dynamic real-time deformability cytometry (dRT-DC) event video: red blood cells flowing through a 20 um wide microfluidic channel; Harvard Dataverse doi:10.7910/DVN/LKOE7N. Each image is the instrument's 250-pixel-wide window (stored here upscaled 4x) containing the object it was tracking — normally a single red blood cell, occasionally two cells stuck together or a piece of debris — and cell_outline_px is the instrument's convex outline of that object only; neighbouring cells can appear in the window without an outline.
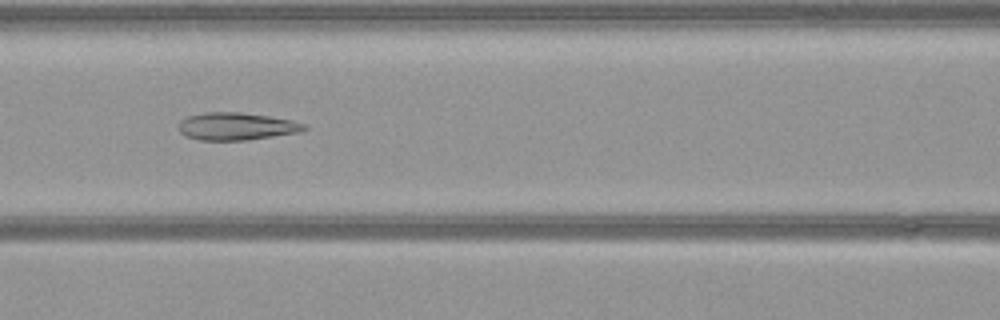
{"species": "common noctule bat (a hibernating species)", "species_latin": "Nyctalus noctula", "temperature_condition": "warm", "stored_images_in_passage": 49, "camera_frame_rate_fps": 3000, "um_per_image_px": 0.085, "animal": {"sex": "female", "body_mass_g": 21.9}, "frame": {"image": 1, "passage_image": 22, "time_ms": 7.0, "image_size_px": [1000, 320], "cell_outline_px": [[308, 128], [300, 132], [248, 140], [200, 140], [184, 136], [176, 128], [176, 124], [180, 120], [188, 116], [204, 112], [240, 112], [268, 116], [292, 120], [308, 124]], "centroid_in_image_um": [20.07, 10.74], "position_along_channel_um": 146.5, "area_um2": 20.46}}
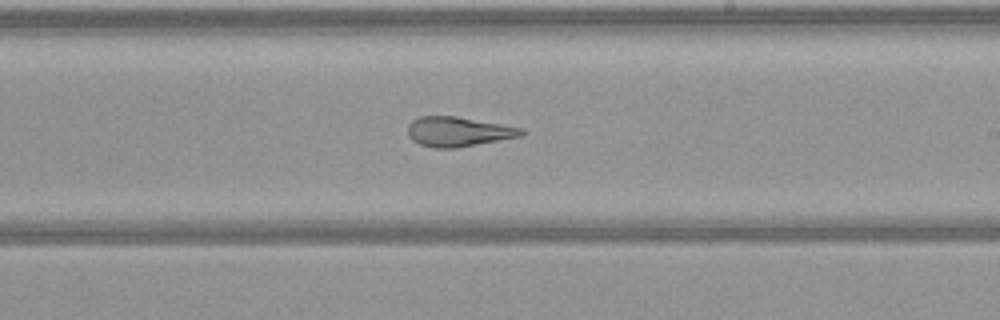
{"frame": {"image": 2, "passage_image": 30, "time_ms": 9.667, "image_size_px": [1000, 320], "cell_outline_px": [[524, 132], [520, 136], [500, 140], [456, 148], [432, 148], [420, 144], [412, 140], [408, 136], [408, 124], [412, 120], [420, 116], [456, 116], [524, 128]], "centroid_in_image_um": [38.92, 11.19], "position_along_channel_um": 250.1, "area_um2": 19.65}}
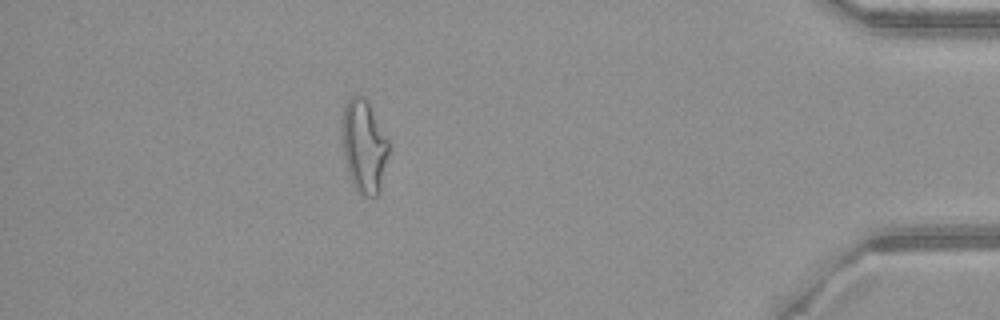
{"frame": {"image": 3, "passage_image": 46, "time_ms": 15.0, "image_size_px": [1000, 320], "cell_outline_px": [[388, 156], [380, 192], [372, 200], [360, 196], [356, 192], [348, 176], [344, 160], [340, 128], [344, 104], [352, 96], [364, 96], [388, 140]], "centroid_in_image_um": [30.9, 12.52], "position_along_channel_um": 404.3, "area_um2": 25.89}}